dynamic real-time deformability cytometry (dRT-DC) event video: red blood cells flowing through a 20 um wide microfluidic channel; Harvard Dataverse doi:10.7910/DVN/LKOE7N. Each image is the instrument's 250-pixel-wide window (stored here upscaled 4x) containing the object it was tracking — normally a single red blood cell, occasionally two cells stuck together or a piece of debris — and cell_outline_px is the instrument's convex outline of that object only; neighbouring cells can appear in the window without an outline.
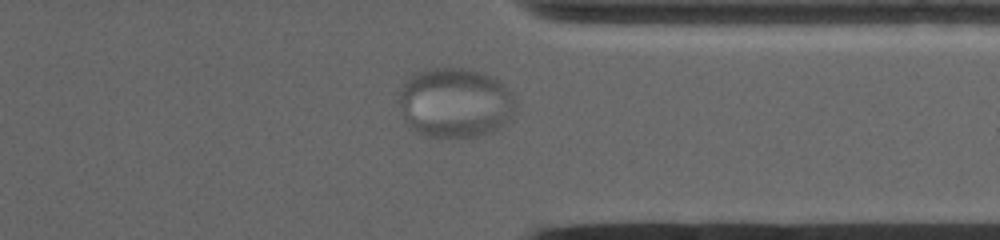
{"species": "common noctule bat (a hibernating species)", "species_latin": "Nyctalus noctula", "temperature_condition": "warm", "stored_images_in_passage": 38, "camera_frame_rate_fps": 5000, "um_per_image_px": 0.085, "animal": {"sex": "female", "body_mass_g": 19.0, "forearm_length_mm": 53.3}, "frame": {"image": 1, "passage_image": 30, "time_ms": 11.8, "image_size_px": [1000, 240], "cell_outline_px": [[496, 128], [492, 132], [472, 140], [432, 136], [416, 128], [408, 120], [408, 116], [496, 120]], "centroid_in_image_um": [38.56, 10.8], "position_along_channel_um": 372.8, "area_um2": 10.69}}